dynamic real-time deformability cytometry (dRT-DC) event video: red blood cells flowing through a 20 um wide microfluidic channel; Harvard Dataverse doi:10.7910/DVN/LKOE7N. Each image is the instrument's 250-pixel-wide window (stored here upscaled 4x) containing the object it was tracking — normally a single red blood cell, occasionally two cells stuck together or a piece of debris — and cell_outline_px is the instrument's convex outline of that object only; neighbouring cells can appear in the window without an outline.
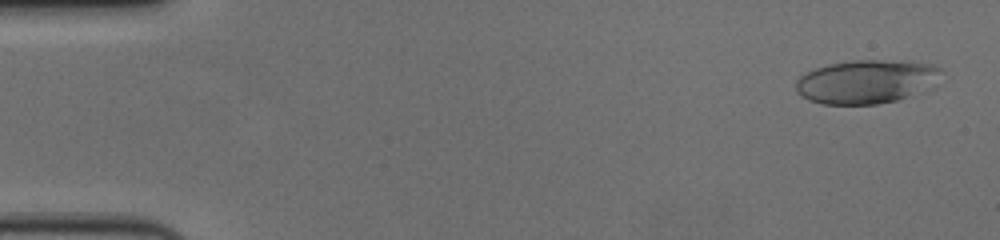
{"species": "human", "species_latin": "Homo sapiens", "temperature_condition": "cold", "stored_images_in_passage": 57, "camera_frame_rate_fps": 3000, "um_per_image_px": 0.085, "donor": {"sex": "female"}, "frame": {"image": 1, "passage_image": 3, "time_ms": 0.667, "image_size_px": [1000, 240], "cell_outline_px": [[944, 72], [936, 88], [924, 92], [896, 100], [876, 104], [824, 104], [808, 100], [800, 96], [796, 92], [796, 80], [800, 76], [816, 68], [828, 64], [852, 60], [912, 60], [932, 64], [944, 68]], "centroid_in_image_um": [73.78, 6.92], "position_along_channel_um": 11.2, "area_um2": 38.09}}
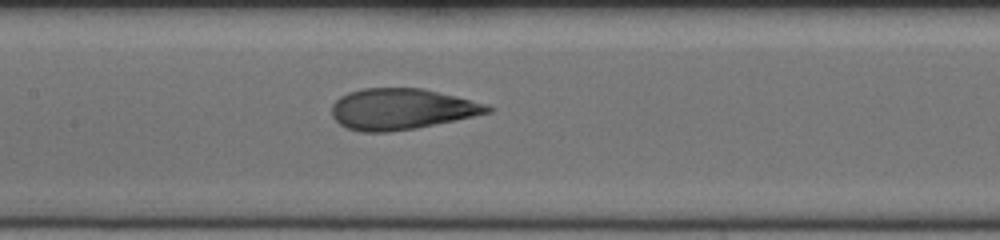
{"frame": {"image": 2, "passage_image": 28, "time_ms": 9.0, "image_size_px": [1000, 240], "cell_outline_px": [[496, 108], [492, 112], [416, 128], [388, 132], [360, 132], [348, 128], [340, 124], [332, 116], [332, 104], [340, 96], [348, 92], [364, 88], [420, 88], [456, 96], [488, 104]], "centroid_in_image_um": [34.13, 9.27], "position_along_channel_um": 173.3, "area_um2": 37.17}}
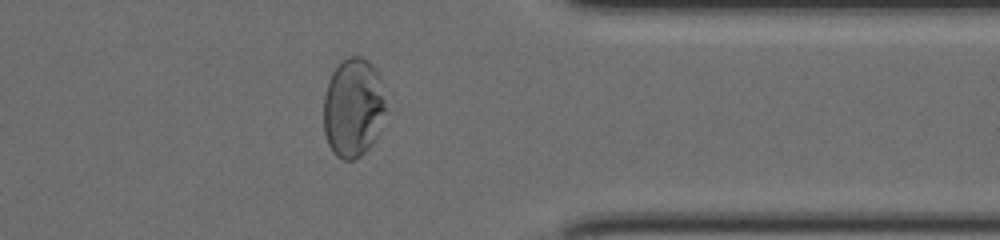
{"frame": {"image": 3, "passage_image": 46, "time_ms": 15.0, "image_size_px": [1000, 240], "cell_outline_px": [[388, 108], [380, 132], [368, 148], [356, 160], [344, 160], [336, 156], [332, 152], [328, 144], [324, 132], [324, 96], [328, 80], [332, 72], [348, 56], [360, 56], [368, 60], [376, 68], [380, 76]], "centroid_in_image_um": [30.06, 9.16], "position_along_channel_um": 381.3, "area_um2": 36.7}, "authors_computed_cell_mechanics": {"area_um2": 36.703, "velocity_mm_per_s": 3.6348, "shape_relaxation_time_tau1_ms": 9.7374, "shape_relaxation_time_tau2_ms": null, "deformation_change_tau1": 0.3798, "deformation_change_tau2": null}}